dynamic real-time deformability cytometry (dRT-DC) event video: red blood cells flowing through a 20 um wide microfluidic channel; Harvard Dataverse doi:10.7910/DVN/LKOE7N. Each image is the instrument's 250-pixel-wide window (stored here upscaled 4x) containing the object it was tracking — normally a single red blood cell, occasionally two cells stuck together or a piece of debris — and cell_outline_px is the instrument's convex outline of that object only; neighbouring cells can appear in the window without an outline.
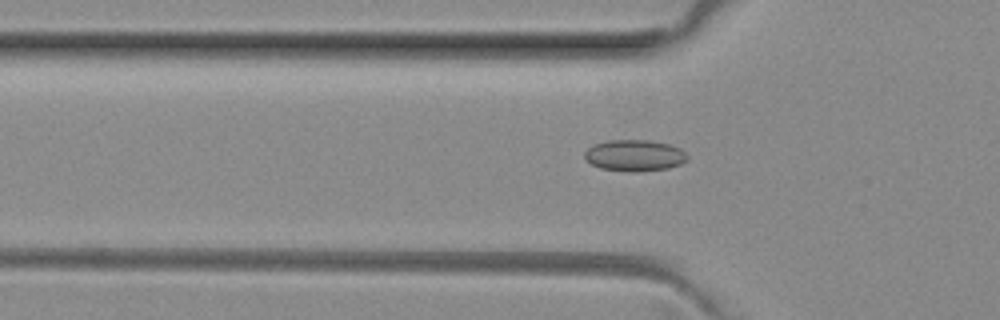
{"species": "common noctule bat (a hibernating species)", "species_latin": "Nyctalus noctula", "temperature_condition": "room temperature", "stored_images_in_passage": 44, "camera_frame_rate_fps": 3000, "um_per_image_px": 0.085, "animal": {"sex": "female", "body_mass_g": 29.2, "forearm_length_mm": 56.3}, "frame": {"image": 1, "passage_image": 16, "time_ms": 5.0, "image_size_px": [1000, 320], "cell_outline_px": [[688, 160], [680, 164], [668, 168], [636, 172], [632, 172], [600, 168], [592, 164], [584, 156], [584, 152], [588, 148], [596, 144], [608, 140], [652, 140], [668, 144], [680, 148], [688, 156]], "centroid_in_image_um": [53.96, 13.21], "position_along_channel_um": 71.8, "area_um2": 18.73}}
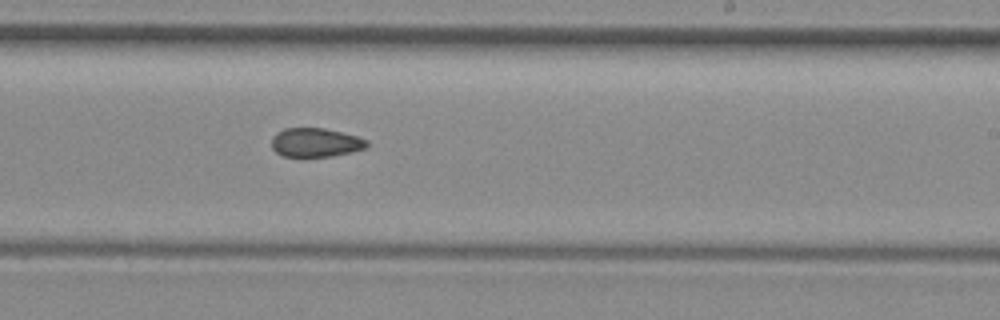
{"frame": {"image": 2, "passage_image": 30, "time_ms": 9.667, "image_size_px": [1000, 320], "cell_outline_px": [[368, 148], [352, 152], [332, 156], [284, 156], [276, 152], [272, 148], [272, 136], [276, 132], [284, 128], [324, 128], [356, 136], [368, 140]], "centroid_in_image_um": [26.83, 12.11], "position_along_channel_um": 262.2, "area_um2": 16.07}}
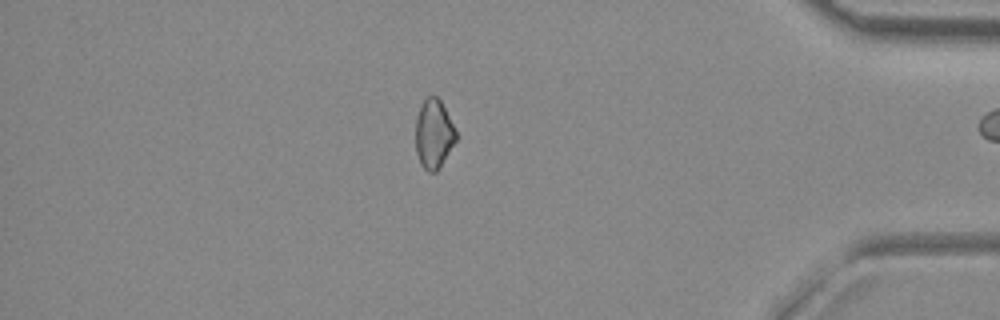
{"frame": {"image": 3, "passage_image": 43, "time_ms": 14.0, "image_size_px": [1000, 320], "cell_outline_px": [[456, 140], [436, 172], [428, 172], [420, 164], [416, 152], [416, 120], [420, 104], [428, 96], [436, 96], [440, 100], [456, 132]], "centroid_in_image_um": [36.84, 11.39], "position_along_channel_um": 398.4, "area_um2": 15.95}}